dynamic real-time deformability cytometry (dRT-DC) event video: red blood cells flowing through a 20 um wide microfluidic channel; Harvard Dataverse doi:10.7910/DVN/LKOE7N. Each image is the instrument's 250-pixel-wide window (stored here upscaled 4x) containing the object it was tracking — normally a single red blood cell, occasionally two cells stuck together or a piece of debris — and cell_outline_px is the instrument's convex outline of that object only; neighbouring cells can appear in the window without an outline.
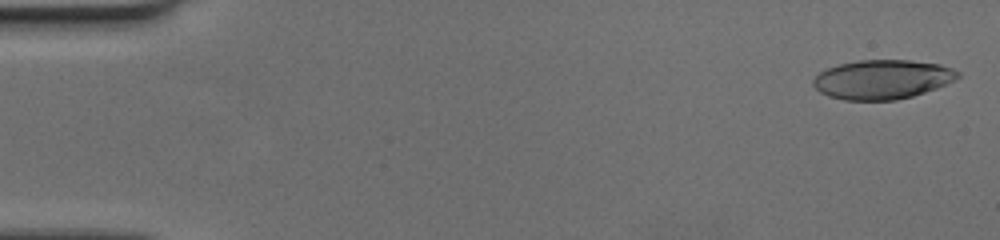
{"species": "human", "species_latin": "Homo sapiens", "temperature_condition": "cold", "stored_images_in_passage": 59, "camera_frame_rate_fps": 3000, "um_per_image_px": 0.085, "donor": {"sex": "female"}, "frame": {"image": 1, "passage_image": 2, "time_ms": 0.333, "image_size_px": [1000, 240], "cell_outline_px": [[960, 76], [956, 80], [936, 88], [912, 96], [896, 100], [844, 100], [828, 96], [820, 92], [812, 84], [812, 80], [820, 72], [828, 68], [840, 64], [860, 60], [908, 60], [940, 64], [952, 68], [960, 72]], "centroid_in_image_um": [75.01, 6.75], "position_along_channel_um": 10.0, "area_um2": 33.06}}
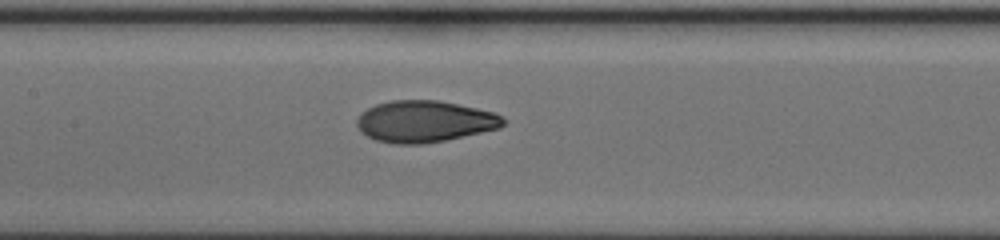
{"frame": {"image": 2, "passage_image": 29, "time_ms": 9.333, "image_size_px": [1000, 240], "cell_outline_px": [[504, 124], [500, 128], [444, 140], [424, 144], [396, 144], [376, 140], [360, 132], [356, 124], [356, 120], [368, 108], [376, 104], [392, 100], [436, 100], [496, 112], [504, 116]], "centroid_in_image_um": [36.1, 10.32], "position_along_channel_um": 171.3, "area_um2": 35.32}}
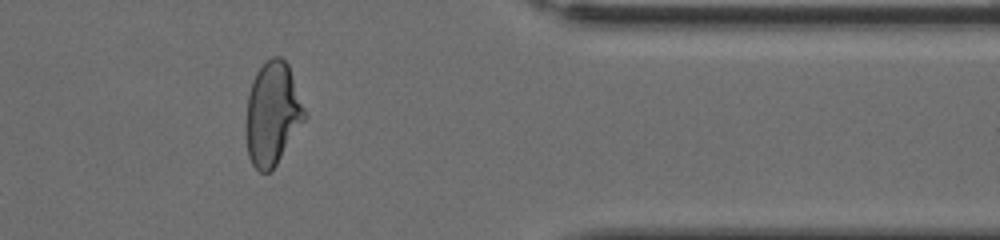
{"frame": {"image": 3, "passage_image": 49, "time_ms": 16.0, "image_size_px": [1000, 240], "cell_outline_px": [[304, 120], [276, 164], [268, 172], [260, 172], [252, 164], [248, 156], [244, 128], [248, 96], [252, 80], [256, 72], [272, 56], [280, 56], [288, 64], [304, 108]], "centroid_in_image_um": [23.11, 9.67], "position_along_channel_um": 388.3, "area_um2": 34.8}}